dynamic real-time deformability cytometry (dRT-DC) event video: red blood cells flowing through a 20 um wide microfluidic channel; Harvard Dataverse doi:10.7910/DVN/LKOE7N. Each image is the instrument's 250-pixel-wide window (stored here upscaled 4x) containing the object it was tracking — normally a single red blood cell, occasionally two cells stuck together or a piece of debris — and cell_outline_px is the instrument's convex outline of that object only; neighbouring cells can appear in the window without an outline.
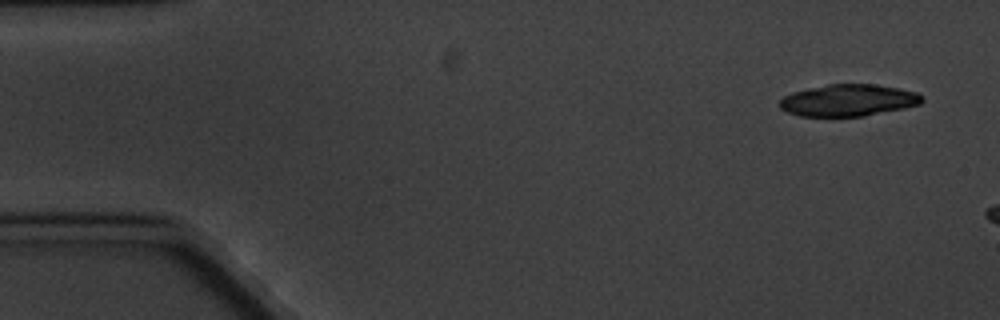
{"species": "common noctule bat (a hibernating species)", "species_latin": "Nyctalus noctula", "temperature_condition": "cold", "stored_images_in_passage": 3, "camera_frame_rate_fps": 3000, "um_per_image_px": 0.085, "animal": {"sex": "male", "body_mass_g": 20.1, "forearm_length_mm": 53.5}, "frame": {"image": 1, "passage_image": 1, "time_ms": 0.0, "image_size_px": [1000, 320], "cell_outline_px": [[924, 100], [920, 104], [904, 108], [864, 116], [800, 116], [788, 112], [780, 108], [780, 100], [784, 96], [792, 92], [808, 88], [828, 84], [876, 84], [900, 88], [916, 92], [924, 96]], "centroid_in_image_um": [72.14, 8.52], "position_along_channel_um": 12.9, "area_um2": 26.47}}